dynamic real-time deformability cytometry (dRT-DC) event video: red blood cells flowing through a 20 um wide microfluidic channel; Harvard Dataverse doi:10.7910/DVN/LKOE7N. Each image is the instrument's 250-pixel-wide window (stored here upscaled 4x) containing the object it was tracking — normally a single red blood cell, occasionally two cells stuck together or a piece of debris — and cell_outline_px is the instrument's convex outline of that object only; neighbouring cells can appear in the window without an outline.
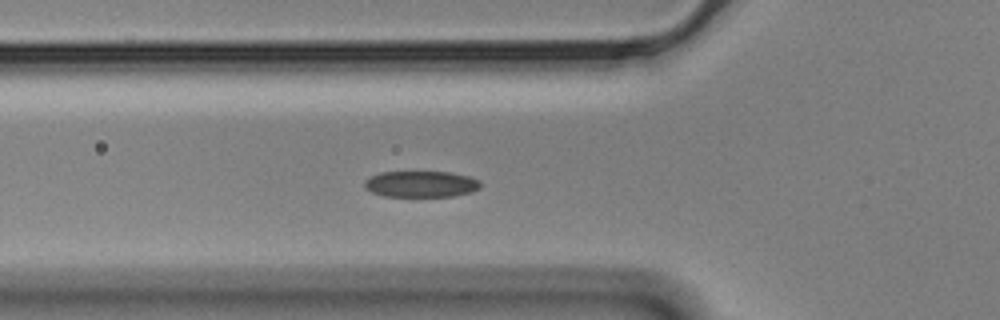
{"species": "Egyptian fruit bat (a non-hibernating species)", "species_latin": "Rousettus aegyptiacus", "temperature_condition": "cold", "stored_images_in_passage": 41, "segment_of_instrument_passage": [1, 2], "camera_frame_rate_fps": 3000, "um_per_image_px": 0.085, "animal": {"sex": "male"}, "frame": {"image": 1, "passage_image": 2, "time_ms": 0.333, "image_size_px": [1000, 320], "cell_outline_px": [[480, 188], [472, 192], [452, 196], [384, 196], [372, 192], [364, 188], [364, 180], [380, 172], [452, 172], [468, 176], [480, 180]], "centroid_in_image_um": [35.79, 15.64], "position_along_channel_um": 90.0, "area_um2": 17.74}}
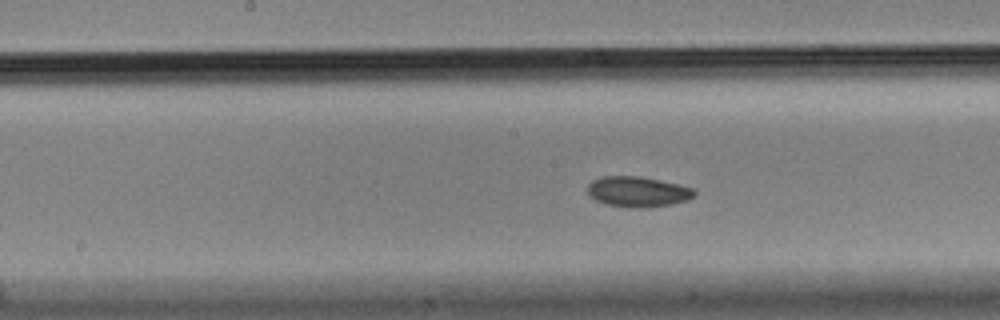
{"frame": {"image": 2, "passage_image": 11, "time_ms": 3.333, "image_size_px": [1000, 320], "cell_outline_px": [[696, 192], [688, 200], [672, 204], [640, 208], [636, 208], [608, 204], [596, 200], [588, 196], [588, 184], [592, 180], [604, 176], [640, 176], [660, 180], [692, 188]], "centroid_in_image_um": [54.18, 16.29], "position_along_channel_um": 194.0, "area_um2": 18.73}}
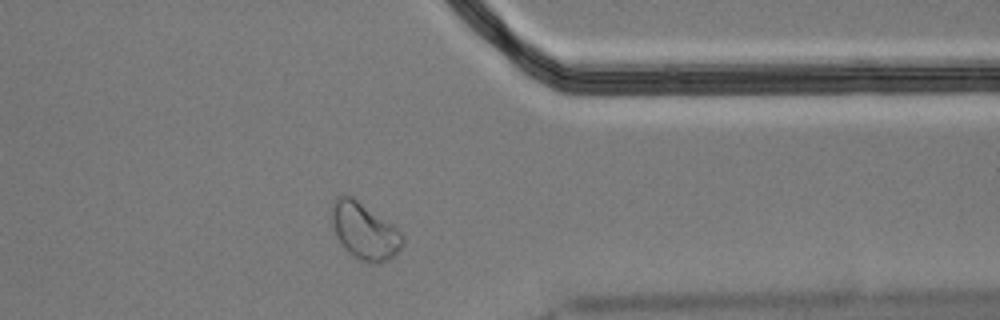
{"frame": {"image": 3, "passage_image": 28, "time_ms": 9.0, "image_size_px": [1000, 320], "cell_outline_px": [[404, 244], [388, 260], [380, 264], [372, 264], [352, 256], [344, 248], [336, 236], [332, 228], [332, 200], [336, 196], [352, 196], [392, 224], [404, 236]], "centroid_in_image_um": [30.96, 19.65], "position_along_channel_um": 380.4, "area_um2": 23.35}}